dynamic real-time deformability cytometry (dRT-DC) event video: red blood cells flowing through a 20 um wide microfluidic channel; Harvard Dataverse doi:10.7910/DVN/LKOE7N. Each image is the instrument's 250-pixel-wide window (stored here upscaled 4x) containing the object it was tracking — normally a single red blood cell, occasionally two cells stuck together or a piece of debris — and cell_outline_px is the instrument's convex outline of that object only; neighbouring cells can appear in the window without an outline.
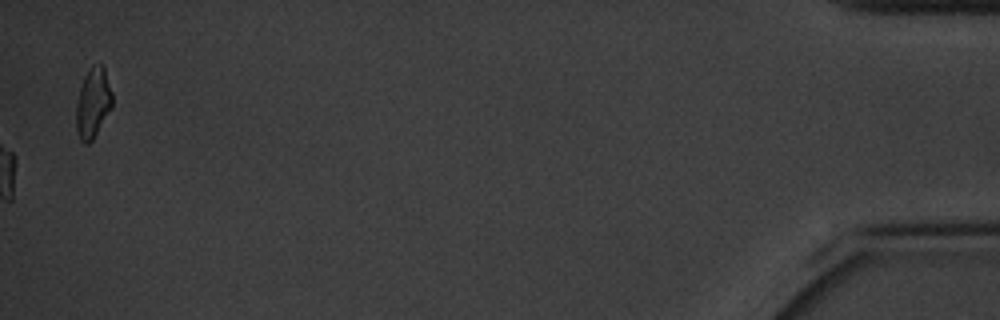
{"species": "common noctule bat (a hibernating species)", "species_latin": "Nyctalus noctula", "temperature_condition": "cold", "stored_images_in_passage": 62, "camera_frame_rate_fps": 3000, "um_per_image_px": 0.085, "animal": {"sex": "male", "body_mass_g": 20.1, "forearm_length_mm": 53.5}, "frame": {"image": 1, "passage_image": 62, "time_ms": 20.333, "image_size_px": [1000, 320], "cell_outline_px": [[112, 108], [92, 140], [88, 144], [84, 144], [80, 140], [76, 132], [76, 104], [80, 88], [84, 76], [88, 68], [92, 64], [104, 64], [112, 92]], "centroid_in_image_um": [7.91, 8.73], "position_along_channel_um": 427.3, "area_um2": 15.03}, "authors_computed_cell_mechanics": {"area_um2": 17.918, "velocity_mm_per_s": 3.2537, "shape_relaxation_time_tau1_ms": 3.8024, "shape_relaxation_time_tau2_ms": 3.0505, "deformation_change_tau1": 0.141, "deformation_change_tau2": 0.102}}